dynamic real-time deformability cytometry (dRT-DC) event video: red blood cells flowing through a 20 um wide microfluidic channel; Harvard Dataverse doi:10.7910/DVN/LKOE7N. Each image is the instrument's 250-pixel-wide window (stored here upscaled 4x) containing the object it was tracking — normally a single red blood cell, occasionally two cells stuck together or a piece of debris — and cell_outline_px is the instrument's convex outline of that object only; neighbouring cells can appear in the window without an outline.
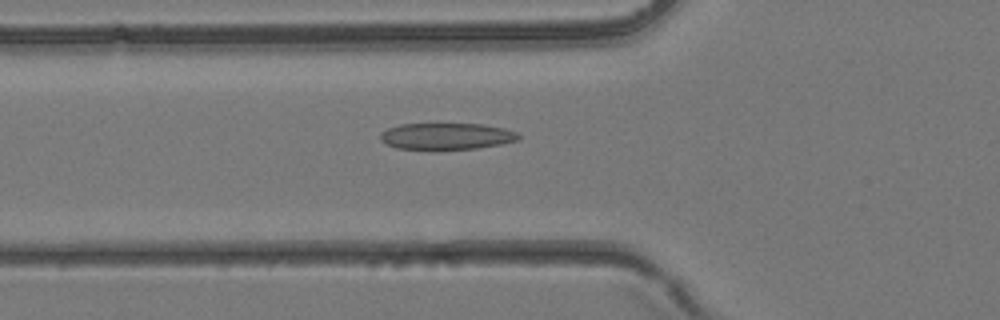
{"species": "common noctule bat (a hibernating species)", "species_latin": "Nyctalus noctula", "temperature_condition": "room temperature", "stored_images_in_passage": 39, "camera_frame_rate_fps": 3000, "um_per_image_px": 0.085, "animal": {"sex": "female", "body_mass_g": 24.6, "forearm_length_mm": 56.2}, "frame": {"image": 1, "passage_image": 14, "time_ms": 4.333, "image_size_px": [1000, 320], "cell_outline_px": [[520, 140], [500, 144], [476, 148], [432, 152], [396, 148], [384, 144], [380, 140], [380, 132], [388, 128], [400, 124], [484, 124], [504, 128], [516, 132], [520, 136]], "centroid_in_image_um": [37.89, 11.62], "position_along_channel_um": 87.9, "area_um2": 22.25}}
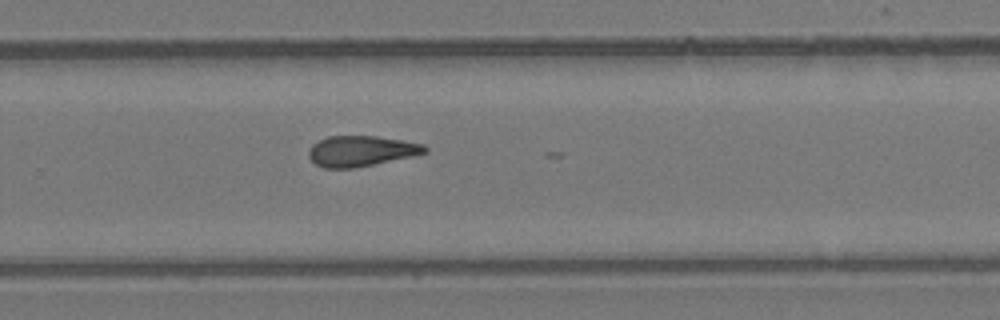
{"frame": {"image": 2, "passage_image": 26, "time_ms": 8.333, "image_size_px": [1000, 320], "cell_outline_px": [[428, 152], [412, 156], [352, 168], [324, 168], [316, 164], [308, 156], [308, 152], [312, 144], [328, 136], [376, 136], [424, 144], [428, 148]], "centroid_in_image_um": [30.68, 12.83], "position_along_channel_um": 299.1, "area_um2": 20.46}}
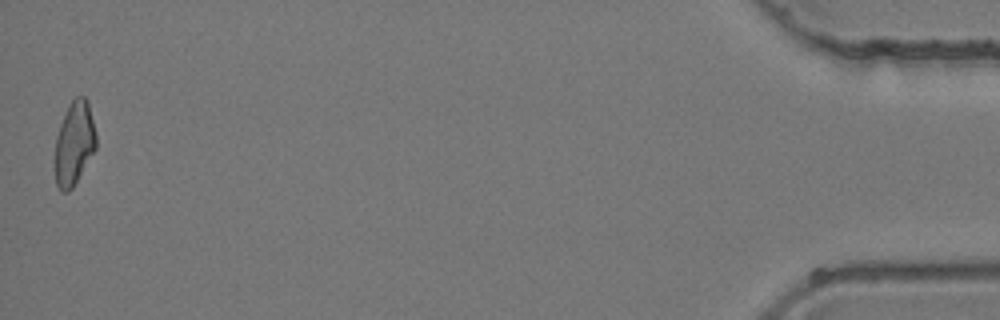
{"frame": {"image": 3, "passage_image": 39, "time_ms": 12.667, "image_size_px": [1000, 320], "cell_outline_px": [[96, 148], [72, 188], [68, 192], [60, 192], [56, 184], [56, 136], [60, 124], [72, 100], [76, 96], [84, 96], [88, 100], [96, 132]], "centroid_in_image_um": [6.33, 12.17], "position_along_channel_um": 428.9, "area_um2": 19.77}}